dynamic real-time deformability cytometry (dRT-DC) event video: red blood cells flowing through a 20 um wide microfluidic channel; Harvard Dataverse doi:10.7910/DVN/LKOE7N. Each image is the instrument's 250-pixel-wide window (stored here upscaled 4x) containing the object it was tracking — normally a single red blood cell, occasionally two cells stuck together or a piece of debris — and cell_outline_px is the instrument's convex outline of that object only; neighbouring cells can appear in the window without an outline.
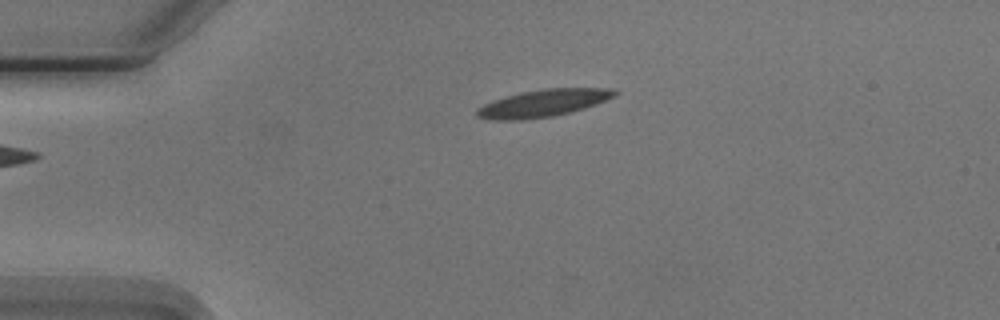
{"species": "Egyptian fruit bat (a non-hibernating species)", "species_latin": "Rousettus aegyptiacus", "temperature_condition": "cold", "stored_images_in_passage": 5, "camera_frame_rate_fps": 3000, "um_per_image_px": 0.085, "animal": {"sex": "male"}, "frame": {"image": 1, "passage_image": 5, "time_ms": 5.333, "image_size_px": [1000, 320], "cell_outline_px": [[620, 92], [616, 96], [596, 104], [584, 108], [552, 116], [520, 120], [492, 120], [476, 116], [476, 108], [492, 100], [520, 92], [544, 88], [612, 88]], "centroid_in_image_um": [46.17, 8.76], "position_along_channel_um": 38.8, "area_um2": 21.96}}